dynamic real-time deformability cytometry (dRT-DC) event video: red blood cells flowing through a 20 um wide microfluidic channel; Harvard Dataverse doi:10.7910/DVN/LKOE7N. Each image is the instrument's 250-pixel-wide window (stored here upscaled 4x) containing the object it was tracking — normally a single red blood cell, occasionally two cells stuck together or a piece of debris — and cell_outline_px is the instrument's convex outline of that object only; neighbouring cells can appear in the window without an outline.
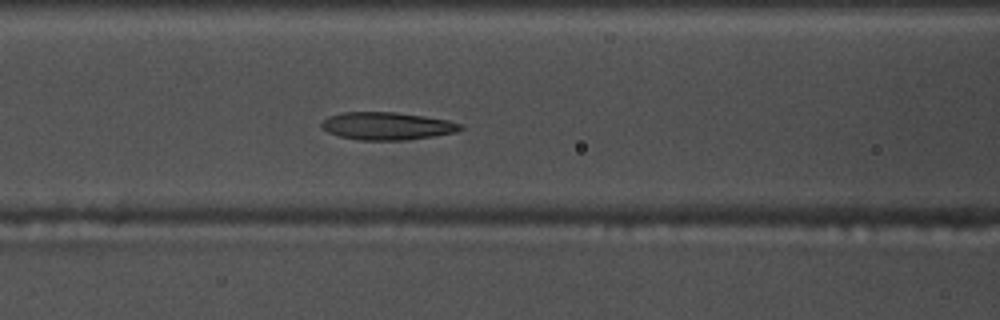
{"species": "common noctule bat (a hibernating species)", "species_latin": "Nyctalus noctula", "temperature_condition": "warm", "stored_images_in_passage": 24, "camera_frame_rate_fps": 3000, "um_per_image_px": 0.085, "animal": {"sex": "male", "body_mass_g": 17.5, "forearm_length_mm": 52.3}, "frame": {"image": 1, "passage_image": 6, "time_ms": 1.667, "image_size_px": [1000, 320], "cell_outline_px": [[464, 128], [456, 132], [408, 140], [360, 140], [340, 136], [328, 132], [320, 128], [320, 124], [328, 116], [344, 112], [396, 112], [424, 116], [448, 120], [464, 124]], "centroid_in_image_um": [32.91, 10.71], "position_along_channel_um": 133.7, "area_um2": 22.48}}
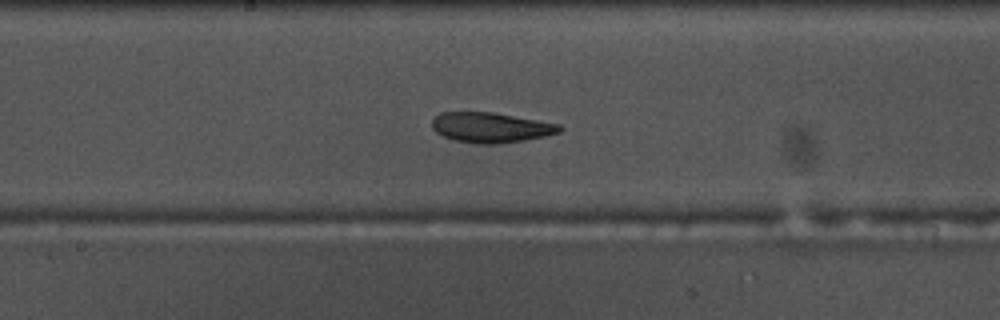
{"frame": {"image": 2, "passage_image": 12, "time_ms": 3.667, "image_size_px": [1000, 320], "cell_outline_px": [[564, 128], [560, 132], [544, 136], [524, 140], [500, 144], [476, 144], [452, 140], [436, 132], [432, 128], [432, 120], [440, 112], [492, 112], [560, 124]], "centroid_in_image_um": [41.71, 10.84], "position_along_channel_um": 206.5, "area_um2": 22.48}}
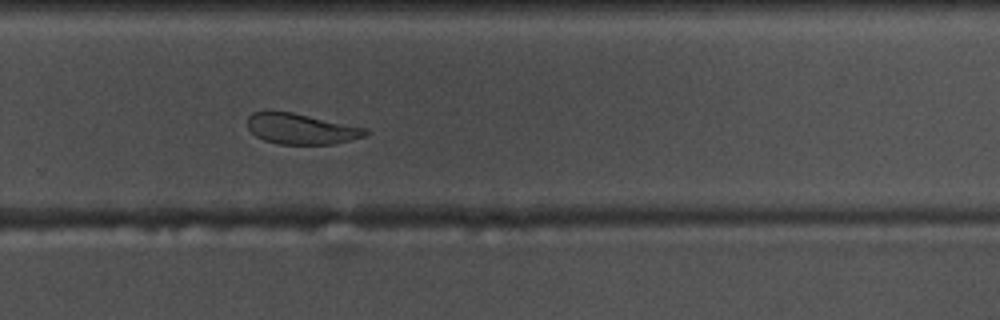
{"frame": {"image": 3, "passage_image": 20, "time_ms": 6.333, "image_size_px": [1000, 320], "cell_outline_px": [[372, 132], [364, 136], [332, 144], [280, 144], [264, 140], [256, 136], [248, 128], [248, 116], [252, 112], [292, 112], [368, 128]], "centroid_in_image_um": [25.63, 10.95], "position_along_channel_um": 304.2, "area_um2": 20.92}}